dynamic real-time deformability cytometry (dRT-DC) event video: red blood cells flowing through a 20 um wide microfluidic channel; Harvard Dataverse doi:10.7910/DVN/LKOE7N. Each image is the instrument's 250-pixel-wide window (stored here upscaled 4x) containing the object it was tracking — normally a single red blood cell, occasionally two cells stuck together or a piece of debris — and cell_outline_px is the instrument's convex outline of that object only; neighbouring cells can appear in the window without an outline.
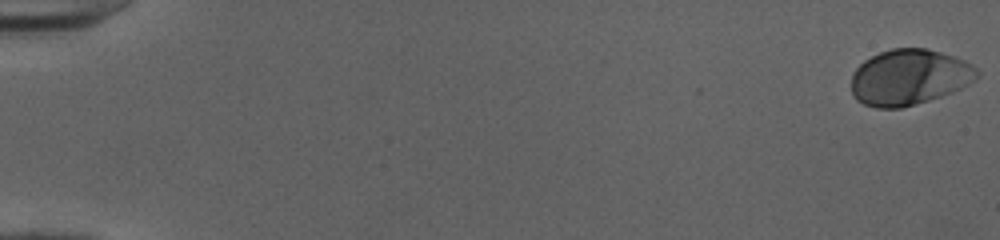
{"species": "human", "species_latin": "Homo sapiens", "temperature_condition": "cold", "stored_images_in_passage": 16, "camera_frame_rate_fps": 3000, "um_per_image_px": 0.085, "donor": {"sex": "female"}, "frame": {"image": 1, "passage_image": 1, "time_ms": 0.0, "image_size_px": [1000, 240], "cell_outline_px": [[980, 76], [968, 84], [960, 88], [940, 96], [928, 100], [900, 108], [876, 108], [864, 104], [856, 100], [852, 96], [852, 76], [856, 68], [864, 60], [880, 52], [892, 48], [924, 48], [940, 52], [964, 60], [972, 64], [980, 72]], "centroid_in_image_um": [77.27, 6.56], "position_along_channel_um": 7.7, "area_um2": 40.69}}
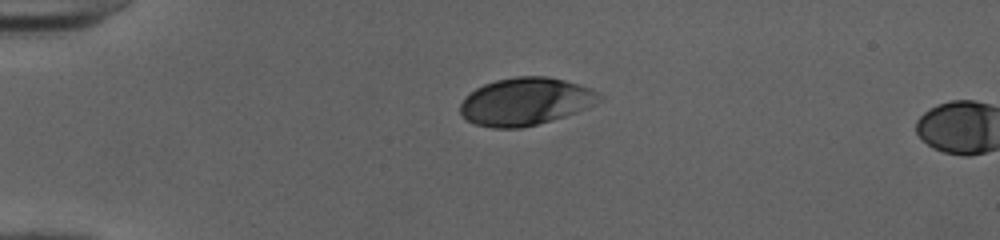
{"frame": {"image": 2, "passage_image": 14, "time_ms": 4.333, "image_size_px": [1000, 240], "cell_outline_px": [[604, 96], [600, 100], [576, 112], [552, 120], [520, 128], [492, 128], [476, 124], [468, 120], [460, 112], [460, 104], [476, 88], [484, 84], [496, 80], [516, 76], [548, 76], [564, 80], [588, 88]], "centroid_in_image_um": [44.65, 8.62], "position_along_channel_um": 40.3, "area_um2": 37.97}}